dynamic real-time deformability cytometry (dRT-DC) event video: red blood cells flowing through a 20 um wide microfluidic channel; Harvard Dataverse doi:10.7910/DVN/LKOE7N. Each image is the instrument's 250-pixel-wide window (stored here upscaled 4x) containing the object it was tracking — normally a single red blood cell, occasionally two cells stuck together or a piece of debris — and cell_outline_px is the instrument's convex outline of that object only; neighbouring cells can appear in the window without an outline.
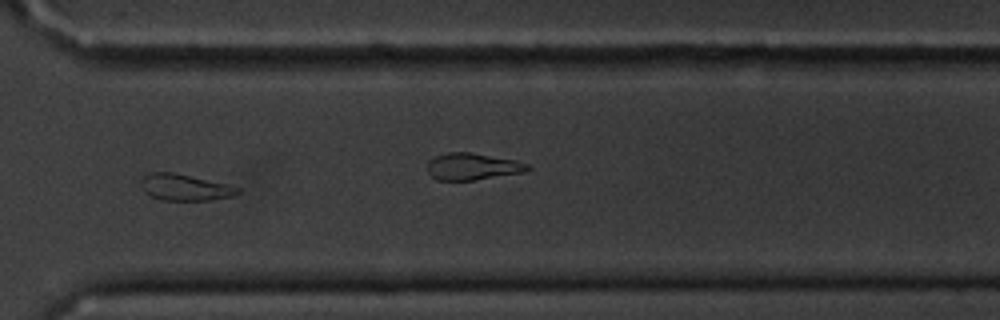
{"species": "common noctule bat (a hibernating species)", "species_latin": "Nyctalus noctula", "temperature_condition": "cold", "stored_images_in_passage": 16, "camera_frame_rate_fps": 3000, "um_per_image_px": 0.085, "animal": {"sex": "male", "body_mass_g": 20.1, "forearm_length_mm": 53.5}, "frame": {"image": 1, "passage_image": 12, "time_ms": 13.667, "image_size_px": [1000, 320], "cell_outline_px": [[240, 192], [232, 196], [212, 200], [160, 200], [144, 192], [144, 176], [152, 172], [172, 172], [224, 184], [240, 188]], "centroid_in_image_um": [15.74, 15.94], "position_along_channel_um": 354.9, "area_um2": 14.33}, "authors_computed_cell_mechanics": {"area_um2": 16.3574, "velocity_mm_per_s": 3.3947, "shape_relaxation_time_tau1_ms": 7.3427, "shape_relaxation_time_tau2_ms": null, "deformation_change_tau1": 0.1426, "deformation_change_tau2": null}}